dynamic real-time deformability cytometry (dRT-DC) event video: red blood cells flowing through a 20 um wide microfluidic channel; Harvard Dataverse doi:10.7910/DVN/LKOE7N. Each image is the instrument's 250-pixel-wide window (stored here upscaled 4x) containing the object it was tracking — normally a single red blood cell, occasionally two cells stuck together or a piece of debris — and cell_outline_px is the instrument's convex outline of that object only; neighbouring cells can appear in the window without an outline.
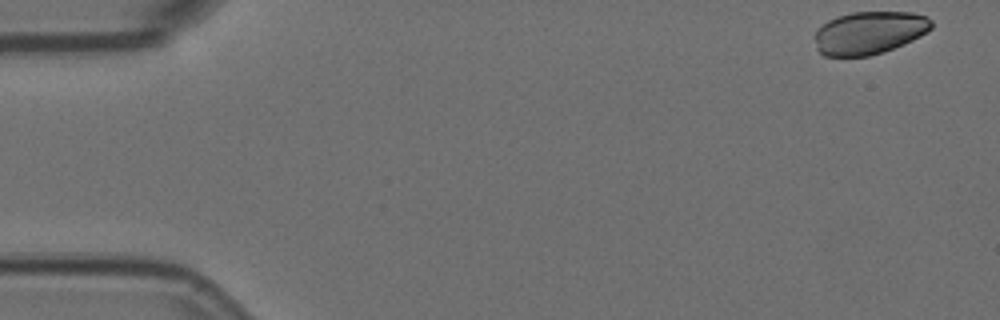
{"species": "Egyptian fruit bat (a non-hibernating species)", "species_latin": "Rousettus aegyptiacus", "temperature_condition": "room temperature", "stored_images_in_passage": 6, "camera_frame_rate_fps": 3000, "um_per_image_px": 0.085, "animal": {"sex": "female"}, "frame": {"image": 1, "passage_image": 1, "time_ms": 0.0, "image_size_px": [1000, 320], "cell_outline_px": [[932, 28], [928, 32], [912, 40], [884, 52], [868, 56], [824, 56], [816, 48], [816, 32], [828, 20], [836, 16], [852, 12], [912, 12], [928, 16], [932, 20]], "centroid_in_image_um": [73.92, 2.77], "position_along_channel_um": 11.1, "area_um2": 29.13}}
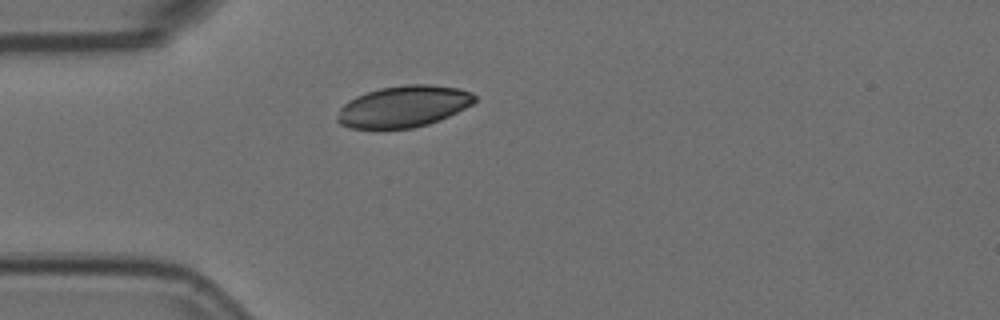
{"frame": {"image": 2, "passage_image": 4, "time_ms": 1.0, "image_size_px": [1000, 320], "cell_outline_px": [[476, 100], [472, 104], [448, 116], [428, 124], [412, 128], [348, 128], [340, 124], [336, 120], [336, 116], [340, 108], [348, 100], [356, 96], [380, 88], [404, 84], [428, 84], [460, 88], [472, 92], [476, 96]], "centroid_in_image_um": [34.29, 9.04], "position_along_channel_um": 50.7, "area_um2": 33.18}}
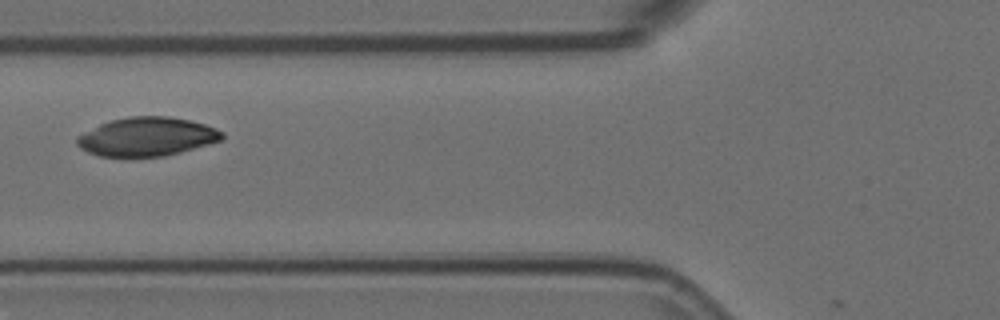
{"frame": {"image": 3, "passage_image": 6, "time_ms": 1.667, "image_size_px": [1000, 320], "cell_outline_px": [[224, 136], [220, 140], [208, 144], [180, 152], [164, 156], [100, 156], [88, 152], [80, 148], [76, 144], [76, 136], [100, 124], [112, 120], [128, 116], [168, 116], [188, 120], [204, 124], [216, 128], [224, 132]], "centroid_in_image_um": [12.47, 11.61], "position_along_channel_um": 113.3, "area_um2": 32.54}}